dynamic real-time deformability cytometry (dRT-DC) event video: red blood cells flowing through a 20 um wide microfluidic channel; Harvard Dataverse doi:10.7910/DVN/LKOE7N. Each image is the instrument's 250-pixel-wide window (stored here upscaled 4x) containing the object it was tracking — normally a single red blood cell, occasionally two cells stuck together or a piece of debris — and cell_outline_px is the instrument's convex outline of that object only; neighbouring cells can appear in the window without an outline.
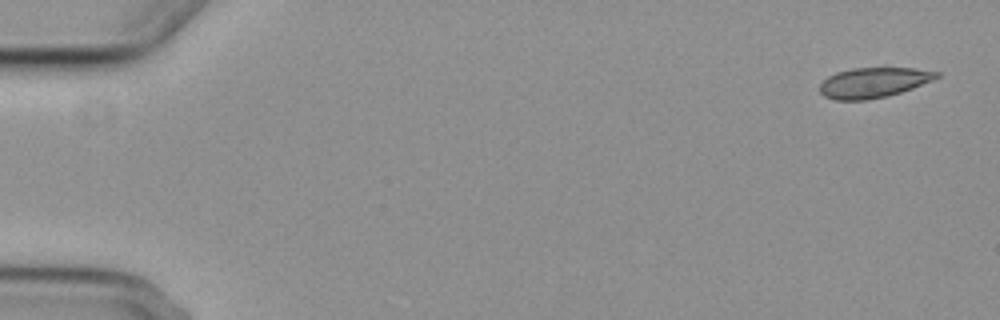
{"species": "common noctule bat (a hibernating species)", "species_latin": "Nyctalus noctula", "temperature_condition": "cold", "stored_images_in_passage": 5, "camera_frame_rate_fps": 3000, "um_per_image_px": 0.085, "animal": {"sex": "female", "body_mass_g": 29.2, "forearm_length_mm": 56.3}, "frame": {"image": 1, "passage_image": 1, "time_ms": 0.0, "image_size_px": [1000, 320], "cell_outline_px": [[940, 76], [932, 80], [912, 88], [888, 96], [868, 100], [836, 100], [824, 96], [820, 92], [820, 84], [828, 76], [836, 72], [852, 68], [884, 64], [916, 68], [940, 72]], "centroid_in_image_um": [74.28, 6.96], "position_along_channel_um": 10.7, "area_um2": 21.44}}
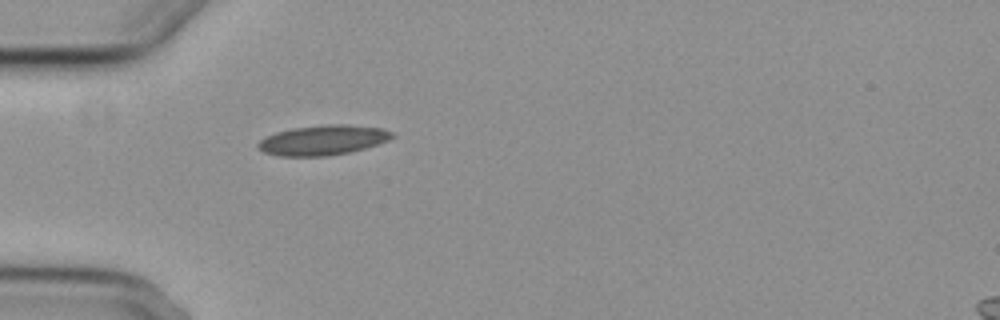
{"frame": {"image": 2, "passage_image": 5, "time_ms": 5.0, "image_size_px": [1000, 320], "cell_outline_px": [[396, 136], [388, 140], [364, 148], [348, 152], [324, 156], [280, 156], [264, 152], [256, 148], [256, 144], [260, 140], [276, 132], [292, 128], [328, 124], [348, 124], [384, 128], [392, 132]], "centroid_in_image_um": [27.45, 11.9], "position_along_channel_um": 57.6, "area_um2": 23.35}}